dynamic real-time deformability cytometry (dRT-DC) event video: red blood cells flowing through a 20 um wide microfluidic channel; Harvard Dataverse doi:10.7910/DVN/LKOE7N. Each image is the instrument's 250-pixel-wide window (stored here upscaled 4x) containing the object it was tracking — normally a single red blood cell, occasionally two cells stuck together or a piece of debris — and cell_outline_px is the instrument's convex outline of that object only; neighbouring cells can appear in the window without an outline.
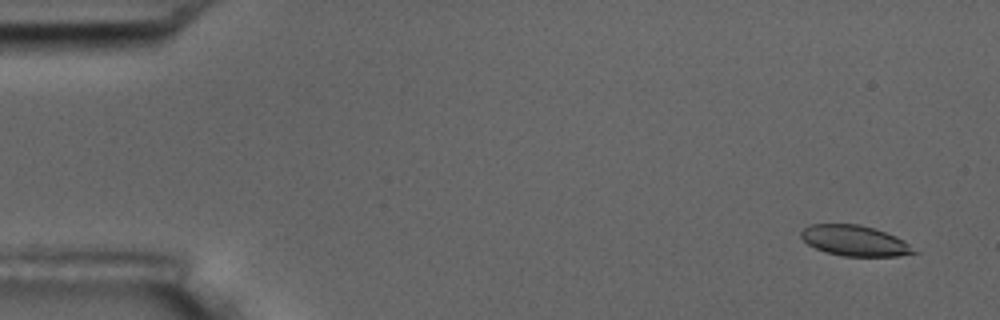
{"species": "common noctule bat (a hibernating species)", "species_latin": "Nyctalus noctula", "temperature_condition": "room temperature", "stored_images_in_passage": 5, "camera_frame_rate_fps": 3000, "um_per_image_px": 0.085, "animal": {"sex": "male", "body_mass_g": 17.5, "forearm_length_mm": 52.3}, "frame": {"image": 1, "passage_image": 1, "time_ms": 0.0, "image_size_px": [1000, 320], "cell_outline_px": [[920, 252], [900, 256], [844, 256], [824, 252], [808, 244], [800, 236], [800, 232], [808, 224], [860, 224], [896, 236], [904, 240]], "centroid_in_image_um": [72.66, 20.46], "position_along_channel_um": 12.3, "area_um2": 20.17}}
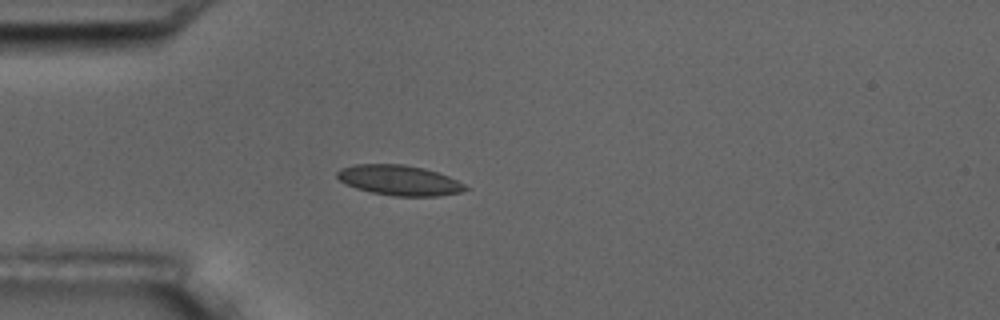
{"frame": {"image": 2, "passage_image": 5, "time_ms": 4.333, "image_size_px": [1000, 320], "cell_outline_px": [[468, 188], [460, 192], [436, 196], [392, 196], [372, 192], [356, 188], [340, 180], [336, 176], [336, 172], [340, 168], [352, 164], [404, 164], [424, 168], [448, 176], [464, 184]], "centroid_in_image_um": [33.9, 15.31], "position_along_channel_um": 51.1, "area_um2": 22.43}}